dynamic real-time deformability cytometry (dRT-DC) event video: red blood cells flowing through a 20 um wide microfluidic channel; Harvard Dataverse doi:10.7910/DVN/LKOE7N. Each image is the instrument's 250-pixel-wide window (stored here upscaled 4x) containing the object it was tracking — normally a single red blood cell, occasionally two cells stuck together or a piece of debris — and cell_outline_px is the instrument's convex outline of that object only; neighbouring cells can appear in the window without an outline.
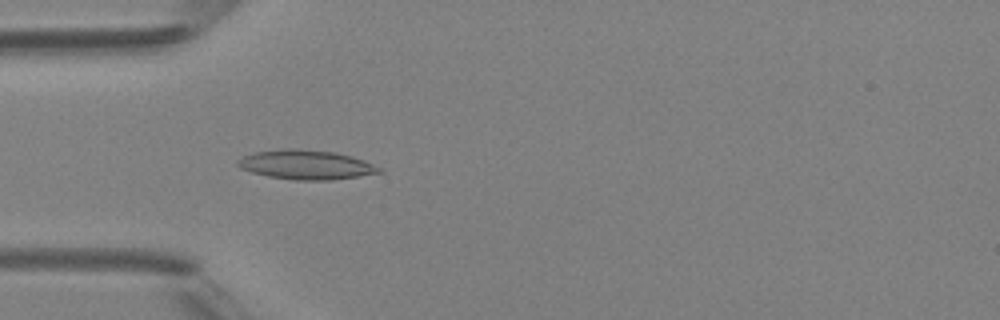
{"species": "Egyptian fruit bat (a non-hibernating species)", "species_latin": "Rousettus aegyptiacus", "temperature_condition": "room temperature", "stored_images_in_passage": 3, "camera_frame_rate_fps": 3000, "um_per_image_px": 0.085, "animal": {"sex": "female"}, "frame": {"image": 1, "passage_image": 3, "time_ms": 2.0, "image_size_px": [1000, 320], "cell_outline_px": [[384, 172], [332, 180], [292, 180], [268, 176], [252, 172], [240, 168], [236, 164], [236, 160], [244, 156], [256, 152], [284, 148], [296, 148], [336, 152], [352, 156], [364, 160], [384, 168]], "centroid_in_image_um": [26.05, 14.0], "position_along_channel_um": 58.9, "area_um2": 24.45}}